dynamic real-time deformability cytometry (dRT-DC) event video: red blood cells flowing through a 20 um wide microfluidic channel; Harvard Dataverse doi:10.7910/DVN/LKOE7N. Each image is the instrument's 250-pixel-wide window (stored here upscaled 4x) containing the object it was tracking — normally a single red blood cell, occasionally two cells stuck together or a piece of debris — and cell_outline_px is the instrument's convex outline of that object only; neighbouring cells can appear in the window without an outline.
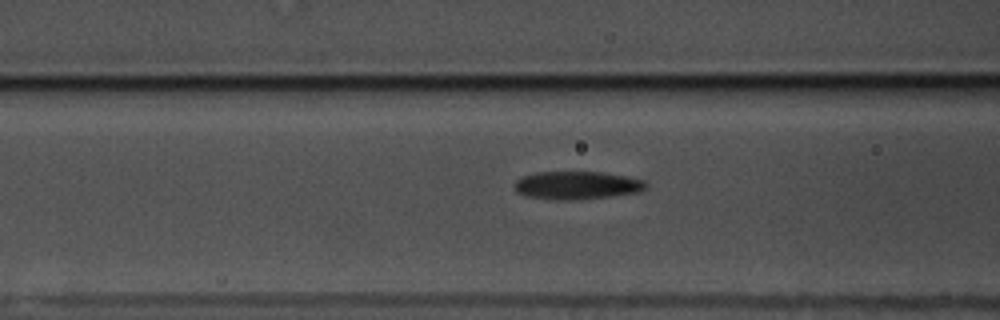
{"species": "common noctule bat (a hibernating species)", "species_latin": "Nyctalus noctula", "temperature_condition": "warm", "stored_images_in_passage": 42, "camera_frame_rate_fps": 3000, "um_per_image_px": 0.085, "animal": {"sex": "male", "body_mass_g": 17.5, "forearm_length_mm": 52.3}, "frame": {"image": 1, "passage_image": 13, "time_ms": 4.0, "image_size_px": [1000, 320], "cell_outline_px": [[648, 188], [640, 192], [612, 196], [576, 200], [560, 200], [524, 196], [516, 192], [512, 184], [520, 176], [536, 172], [600, 172], [628, 176], [644, 180], [648, 184]], "centroid_in_image_um": [49.03, 15.75], "position_along_channel_um": 117.6, "area_um2": 21.91}}
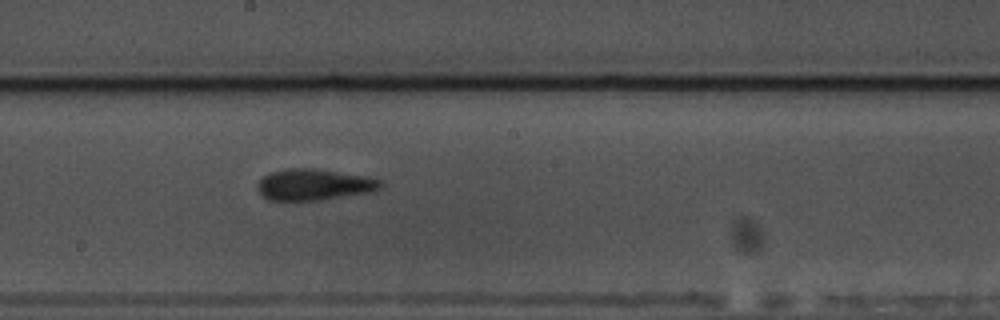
{"frame": {"image": 2, "passage_image": 22, "time_ms": 7.0, "image_size_px": [1000, 320], "cell_outline_px": [[384, 184], [380, 188], [372, 192], [320, 200], [268, 200], [256, 188], [256, 184], [264, 176], [272, 172], [288, 168], [316, 168], [364, 176], [380, 180]], "centroid_in_image_um": [26.69, 15.69], "position_along_channel_um": 221.5, "area_um2": 22.37}}
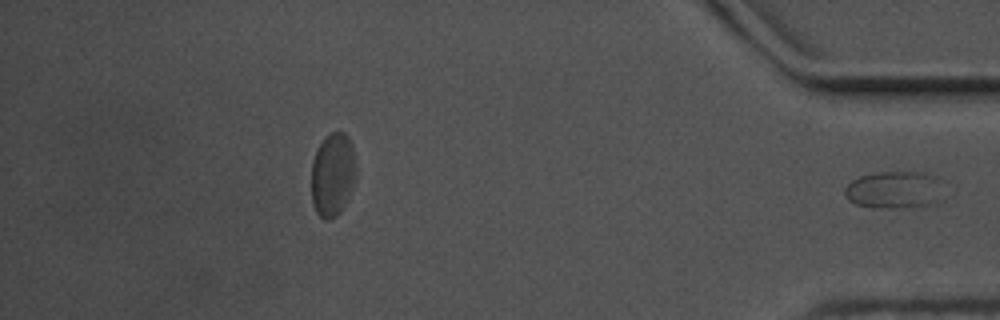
{"frame": {"image": 3, "passage_image": 42, "time_ms": 13.667, "image_size_px": [1000, 320], "cell_outline_px": [[936, 180], [932, 204], [912, 208], [880, 208], [856, 204], [848, 200], [844, 196], [844, 188], [852, 180], [860, 176], [880, 172], [924, 172], [936, 176]], "centroid_in_image_um": [75.84, 16.14], "position_along_channel_um": 359.4, "area_um2": 20.69}}